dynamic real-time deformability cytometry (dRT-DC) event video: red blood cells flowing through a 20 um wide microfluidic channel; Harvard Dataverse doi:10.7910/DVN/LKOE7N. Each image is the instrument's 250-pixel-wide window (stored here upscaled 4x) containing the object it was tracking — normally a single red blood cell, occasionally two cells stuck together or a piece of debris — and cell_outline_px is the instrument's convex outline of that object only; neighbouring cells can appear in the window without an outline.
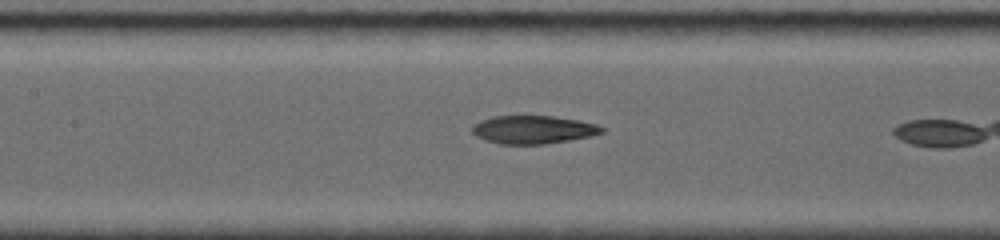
{"species": "common noctule bat (a hibernating species)", "species_latin": "Nyctalus noctula", "temperature_condition": "room temperature", "stored_images_in_passage": 17, "camera_frame_rate_fps": 5000, "um_per_image_px": 0.085, "animal": {"sex": "female", "body_mass_g": 19.0, "forearm_length_mm": 56.7}, "frame": {"image": 1, "passage_image": 6, "time_ms": 2.8, "image_size_px": [1000, 240], "cell_outline_px": [[604, 132], [588, 136], [568, 140], [544, 144], [500, 144], [476, 136], [472, 132], [472, 124], [480, 120], [492, 116], [552, 116], [580, 120], [596, 124], [604, 128]], "centroid_in_image_um": [45.29, 11.01], "position_along_channel_um": 162.1, "area_um2": 21.15}}
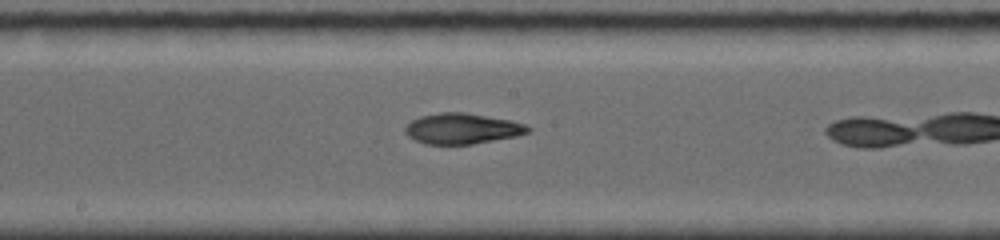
{"frame": {"image": 2, "passage_image": 8, "time_ms": 4.0, "image_size_px": [1000, 240], "cell_outline_px": [[532, 128], [528, 132], [516, 136], [472, 144], [428, 144], [416, 140], [408, 136], [404, 132], [404, 128], [412, 120], [420, 116], [440, 112], [464, 112], [512, 120], [524, 124]], "centroid_in_image_um": [39.28, 10.92], "position_along_channel_um": 208.9, "area_um2": 21.85}}